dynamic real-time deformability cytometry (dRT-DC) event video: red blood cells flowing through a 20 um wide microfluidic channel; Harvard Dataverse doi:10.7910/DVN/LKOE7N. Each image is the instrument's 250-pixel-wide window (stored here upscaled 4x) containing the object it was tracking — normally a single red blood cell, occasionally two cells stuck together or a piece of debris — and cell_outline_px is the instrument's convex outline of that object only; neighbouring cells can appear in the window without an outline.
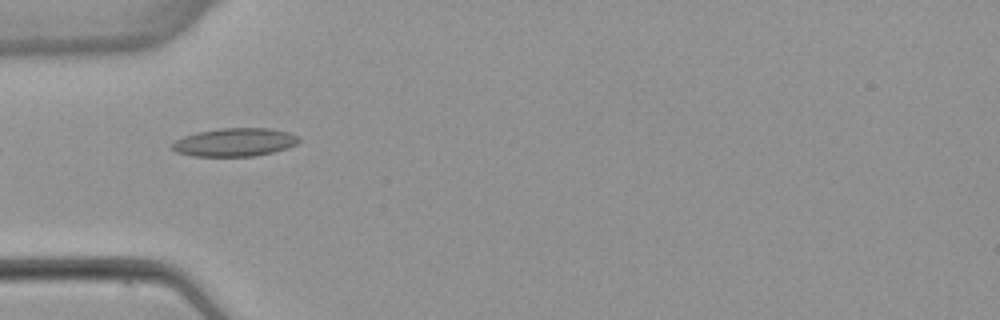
{"species": "common noctule bat (a hibernating species)", "species_latin": "Nyctalus noctula", "temperature_condition": "warm", "stored_images_in_passage": 5, "camera_frame_rate_fps": 3000, "um_per_image_px": 0.085, "animal": {"sex": "female", "body_mass_g": 22.7, "forearm_length_mm": 54.2}, "frame": {"image": 1, "passage_image": 5, "time_ms": 5.333, "image_size_px": [1000, 320], "cell_outline_px": [[300, 140], [296, 144], [288, 148], [256, 156], [192, 156], [176, 152], [172, 148], [172, 144], [176, 140], [184, 136], [196, 132], [220, 128], [268, 128], [288, 132], [300, 136]], "centroid_in_image_um": [19.97, 12.09], "position_along_channel_um": 65.0, "area_um2": 20.92}}